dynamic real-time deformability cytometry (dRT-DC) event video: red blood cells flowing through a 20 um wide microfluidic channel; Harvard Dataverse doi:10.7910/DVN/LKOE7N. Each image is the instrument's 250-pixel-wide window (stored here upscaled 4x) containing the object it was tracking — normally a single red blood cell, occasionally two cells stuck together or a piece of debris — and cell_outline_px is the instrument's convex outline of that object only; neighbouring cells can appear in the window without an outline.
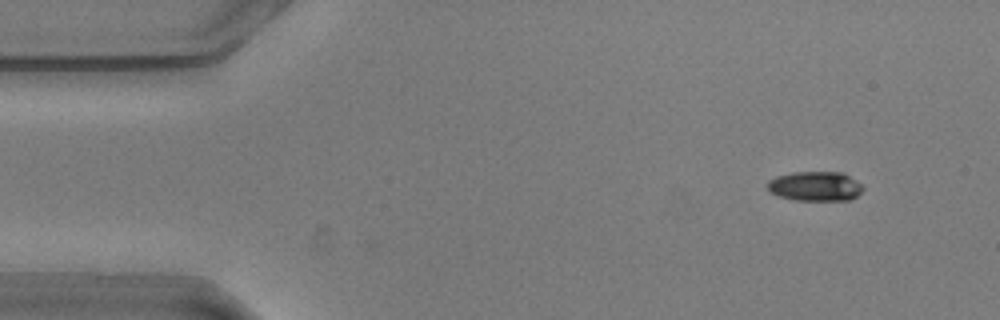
{"species": "common noctule bat (a hibernating species)", "species_latin": "Nyctalus noctula", "temperature_condition": "warm", "stored_images_in_passage": 47, "camera_frame_rate_fps": 3000, "um_per_image_px": 0.085, "animal": {"sex": "male", "body_mass_g": 20.5, "forearm_length_mm": 52.5}, "frame": {"image": 1, "passage_image": 3, "time_ms": 0.667, "image_size_px": [1000, 320], "cell_outline_px": [[864, 188], [852, 200], [792, 200], [780, 196], [772, 192], [768, 188], [768, 180], [776, 176], [792, 172], [844, 172], [856, 180]], "centroid_in_image_um": [69.31, 15.82], "position_along_channel_um": 15.7, "area_um2": 16.47}}
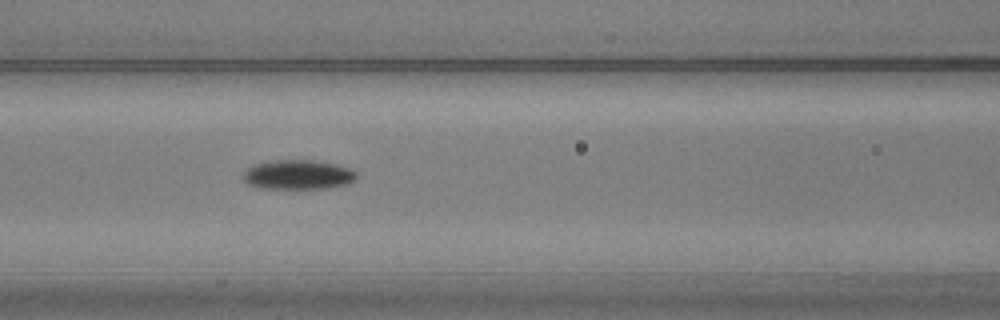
{"frame": {"image": 2, "passage_image": 21, "time_ms": 6.667, "image_size_px": [1000, 320], "cell_outline_px": [[356, 180], [348, 184], [324, 188], [260, 188], [248, 184], [240, 176], [244, 168], [256, 164], [272, 160], [312, 160], [336, 164], [348, 168], [356, 172]], "centroid_in_image_um": [25.28, 14.84], "position_along_channel_um": 141.3, "area_um2": 19.59}}
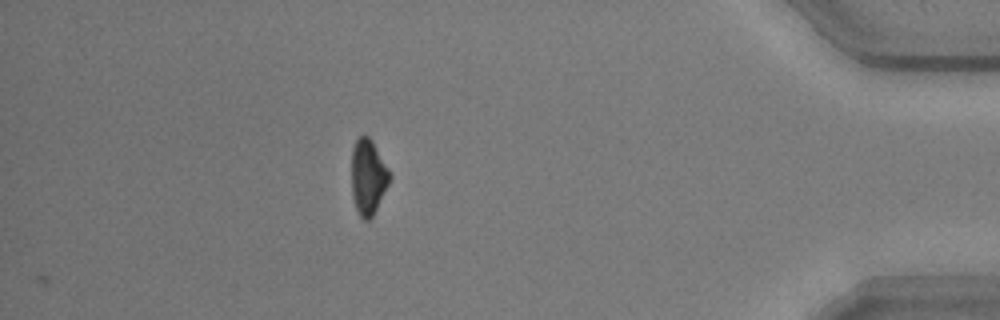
{"frame": {"image": 3, "passage_image": 47, "time_ms": 15.333, "image_size_px": [1000, 320], "cell_outline_px": [[392, 176], [372, 216], [368, 220], [364, 220], [360, 216], [356, 208], [352, 196], [352, 148], [356, 140], [360, 136], [368, 136], [372, 140], [388, 168]], "centroid_in_image_um": [31.28, 15.02], "position_along_channel_um": 403.9, "area_um2": 16.47}, "authors_computed_cell_mechanics": {"area_um2": 18.0336, "velocity_mm_per_s": 3.6079, "shape_relaxation_time_tau1_ms": 3.5747, "shape_relaxation_time_tau2_ms": null, "deformation_change_tau1": 0.1026, "deformation_change_tau2": null}}